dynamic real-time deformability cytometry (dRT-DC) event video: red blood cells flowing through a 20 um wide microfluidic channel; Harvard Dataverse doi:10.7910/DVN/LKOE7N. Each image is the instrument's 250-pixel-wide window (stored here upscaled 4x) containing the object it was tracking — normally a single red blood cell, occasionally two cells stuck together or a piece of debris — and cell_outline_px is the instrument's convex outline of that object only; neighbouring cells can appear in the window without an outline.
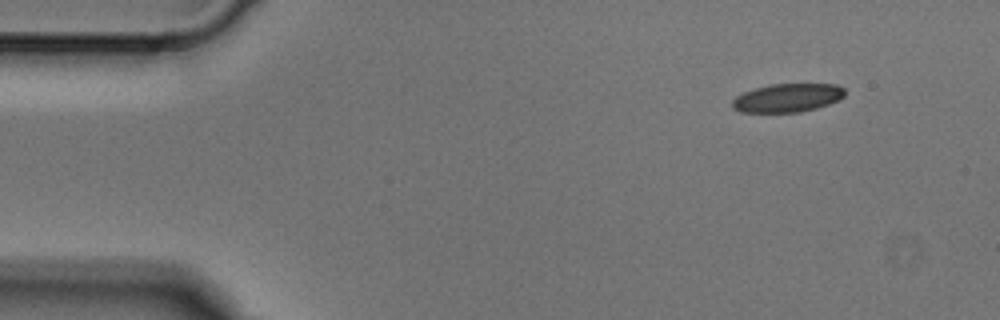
{"species": "Egyptian fruit bat (a non-hibernating species)", "species_latin": "Rousettus aegyptiacus", "temperature_condition": "cold", "stored_images_in_passage": 3, "camera_frame_rate_fps": 3000, "um_per_image_px": 0.085, "animal": {"sex": "male"}, "frame": {"image": 1, "passage_image": 1, "time_ms": 0.0, "image_size_px": [1000, 320], "cell_outline_px": [[844, 96], [828, 104], [816, 108], [800, 112], [740, 112], [732, 108], [732, 100], [736, 96], [744, 92], [756, 88], [772, 84], [836, 84], [844, 88]], "centroid_in_image_um": [66.91, 8.32], "position_along_channel_um": 18.1, "area_um2": 18.55}}